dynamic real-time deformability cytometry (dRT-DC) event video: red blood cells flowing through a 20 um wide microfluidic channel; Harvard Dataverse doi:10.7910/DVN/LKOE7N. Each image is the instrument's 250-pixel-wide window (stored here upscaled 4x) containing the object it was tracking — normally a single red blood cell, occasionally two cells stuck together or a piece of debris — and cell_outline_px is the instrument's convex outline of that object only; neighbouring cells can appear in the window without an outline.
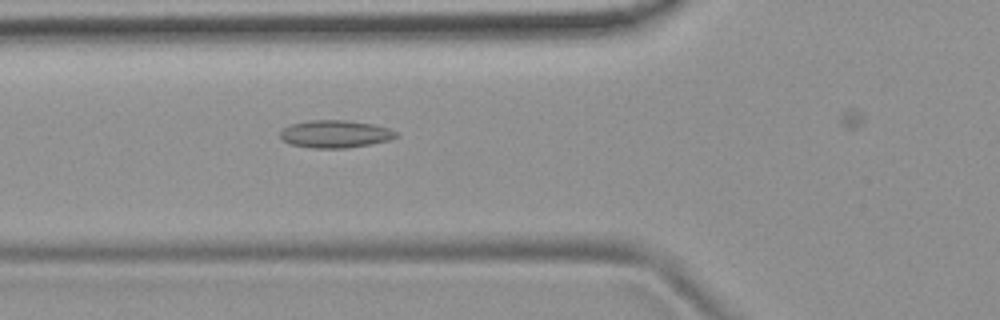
{"species": "common noctule bat (a hibernating species)", "species_latin": "Nyctalus noctula", "temperature_condition": "room temperature", "stored_images_in_passage": 50, "camera_frame_rate_fps": 3000, "um_per_image_px": 0.085, "animal": {"sex": "female", "body_mass_g": 19.9}, "frame": {"image": 1, "passage_image": 18, "time_ms": 5.667, "image_size_px": [1000, 320], "cell_outline_px": [[400, 136], [388, 140], [372, 144], [344, 148], [312, 148], [288, 144], [280, 140], [280, 132], [284, 128], [292, 124], [308, 120], [344, 120], [372, 124], [388, 128], [396, 132]], "centroid_in_image_um": [28.46, 11.4], "position_along_channel_um": 97.3, "area_um2": 18.67}}
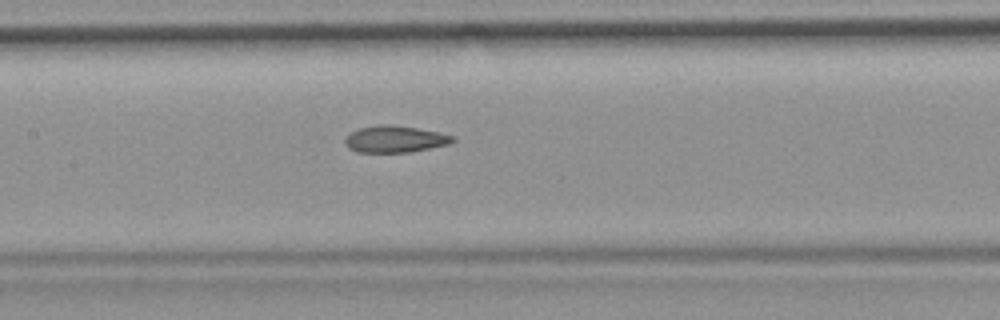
{"frame": {"image": 2, "passage_image": 24, "time_ms": 7.667, "image_size_px": [1000, 320], "cell_outline_px": [[456, 140], [448, 144], [408, 152], [356, 152], [348, 148], [344, 144], [344, 140], [348, 132], [360, 128], [380, 124], [392, 124], [440, 132], [456, 136]], "centroid_in_image_um": [33.54, 11.81], "position_along_channel_um": 173.9, "area_um2": 16.94}}
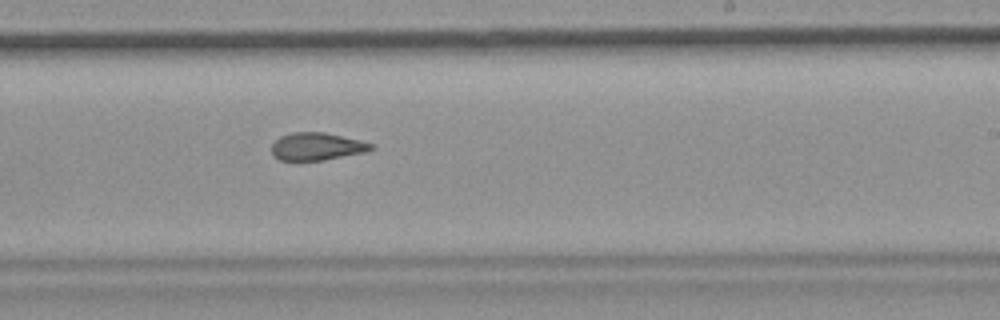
{"frame": {"image": 3, "passage_image": 31, "time_ms": 10.0, "image_size_px": [1000, 320], "cell_outline_px": [[376, 148], [364, 152], [324, 160], [280, 160], [272, 156], [272, 144], [280, 136], [292, 132], [324, 132], [360, 140], [376, 144]], "centroid_in_image_um": [26.95, 12.44], "position_along_channel_um": 262.1, "area_um2": 16.07}}